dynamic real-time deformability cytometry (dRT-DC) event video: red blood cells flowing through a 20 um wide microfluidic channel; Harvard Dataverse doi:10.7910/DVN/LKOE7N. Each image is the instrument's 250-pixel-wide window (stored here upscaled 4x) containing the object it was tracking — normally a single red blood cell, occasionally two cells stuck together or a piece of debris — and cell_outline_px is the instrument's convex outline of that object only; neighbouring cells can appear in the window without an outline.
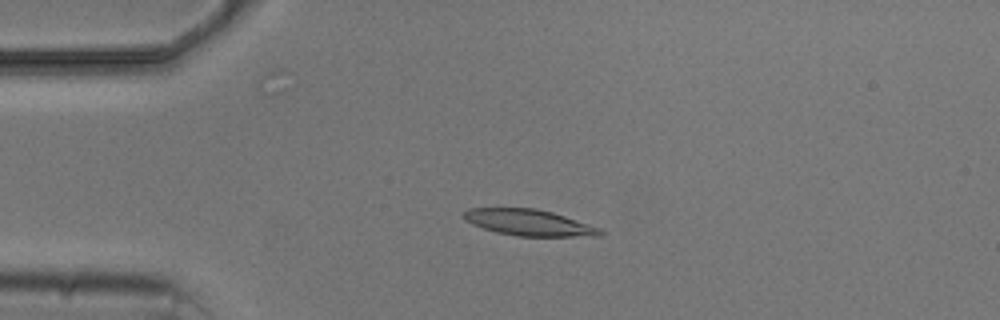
{"species": "common noctule bat (a hibernating species)", "species_latin": "Nyctalus noctula", "temperature_condition": "cold", "stored_images_in_passage": 4, "camera_frame_rate_fps": 3000, "um_per_image_px": 0.085, "animal": {"sex": "male", "body_mass_g": 20.5, "forearm_length_mm": 52.5}, "frame": {"image": 1, "passage_image": 2, "time_ms": 1.0, "image_size_px": [1000, 320], "cell_outline_px": [[604, 232], [600, 236], [516, 236], [496, 232], [472, 224], [464, 220], [460, 216], [468, 208], [536, 208], [552, 212], [600, 228]], "centroid_in_image_um": [44.91, 18.92], "position_along_channel_um": 40.1, "area_um2": 20.81}}
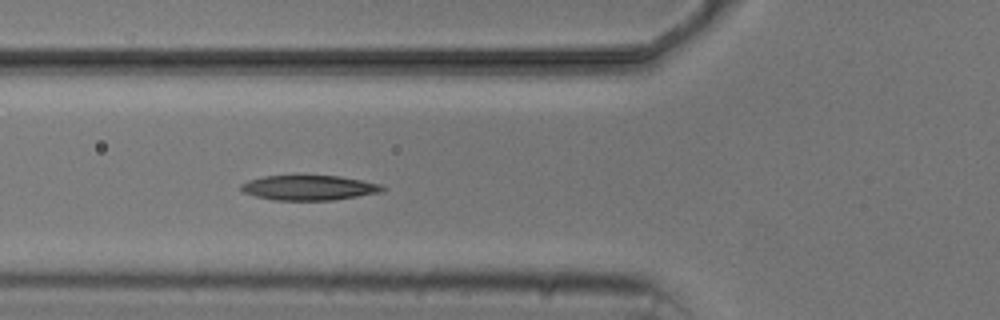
{"frame": {"image": 2, "passage_image": 4, "time_ms": 3.333, "image_size_px": [1000, 320], "cell_outline_px": [[388, 188], [384, 192], [332, 200], [272, 200], [256, 196], [244, 192], [240, 188], [240, 184], [248, 180], [264, 176], [296, 172], [340, 176], [380, 184]], "centroid_in_image_um": [26.25, 15.9], "position_along_channel_um": 99.5, "area_um2": 21.62}}